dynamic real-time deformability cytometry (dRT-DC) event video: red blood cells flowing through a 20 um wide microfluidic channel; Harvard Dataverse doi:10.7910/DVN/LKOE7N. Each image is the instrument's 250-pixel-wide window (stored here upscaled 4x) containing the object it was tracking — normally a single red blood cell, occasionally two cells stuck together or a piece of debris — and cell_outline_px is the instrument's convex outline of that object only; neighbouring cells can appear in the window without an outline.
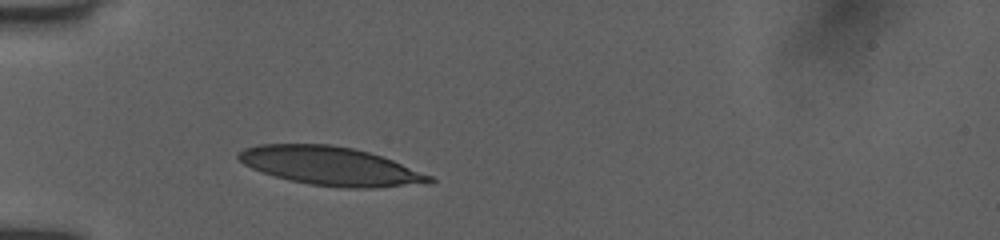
{"species": "human", "species_latin": "Homo sapiens", "temperature_condition": "room temperature", "stored_images_in_passage": 7, "camera_frame_rate_fps": 3000, "um_per_image_px": 0.085, "donor": {"sex": "female"}, "frame": {"image": 1, "passage_image": 1, "time_ms": 0.0, "image_size_px": [1000, 240], "cell_outline_px": [[436, 180], [432, 184], [372, 188], [344, 188], [308, 184], [288, 180], [260, 172], [244, 164], [236, 156], [244, 148], [260, 144], [332, 144], [352, 148], [368, 152], [392, 160], [432, 176]], "centroid_in_image_um": [28.12, 14.13], "position_along_channel_um": 56.9, "area_um2": 43.12}}
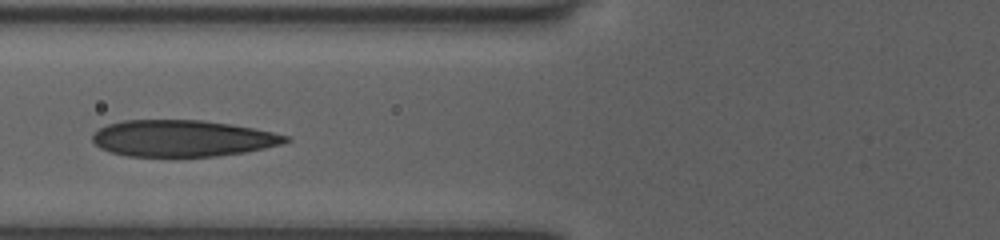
{"frame": {"image": 2, "passage_image": 5, "time_ms": 1.667, "image_size_px": [1000, 240], "cell_outline_px": [[292, 140], [280, 144], [264, 148], [244, 152], [216, 156], [128, 156], [112, 152], [100, 148], [92, 140], [92, 136], [100, 128], [108, 124], [124, 120], [200, 120], [228, 124], [252, 128], [272, 132], [288, 136]], "centroid_in_image_um": [15.5, 11.76], "position_along_channel_um": 110.3, "area_um2": 40.63}}